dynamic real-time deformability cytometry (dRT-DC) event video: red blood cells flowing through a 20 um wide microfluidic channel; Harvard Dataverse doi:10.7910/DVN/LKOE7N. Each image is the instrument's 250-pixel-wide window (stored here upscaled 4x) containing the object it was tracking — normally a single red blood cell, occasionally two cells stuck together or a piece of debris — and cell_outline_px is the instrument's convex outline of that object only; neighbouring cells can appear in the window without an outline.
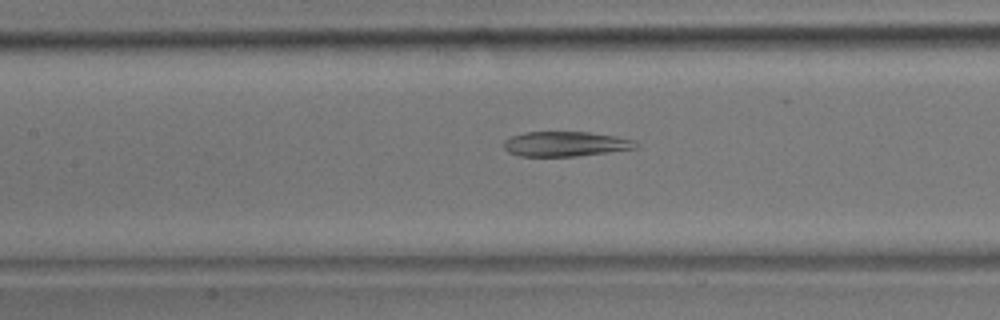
{"species": "common noctule bat (a hibernating species)", "species_latin": "Nyctalus noctula", "temperature_condition": "room temperature", "stored_images_in_passage": 6, "camera_frame_rate_fps": 3000, "um_per_image_px": 0.085, "animal": {"sex": "male", "body_mass_g": 17.9}, "frame": {"image": 1, "passage_image": 6, "time_ms": 1.667, "image_size_px": [1000, 320], "cell_outline_px": [[640, 148], [576, 156], [520, 156], [508, 152], [504, 148], [504, 140], [512, 136], [524, 132], [588, 132], [616, 136], [636, 140], [640, 144]], "centroid_in_image_um": [48.12, 12.23], "position_along_channel_um": 159.3, "area_um2": 19.31}}